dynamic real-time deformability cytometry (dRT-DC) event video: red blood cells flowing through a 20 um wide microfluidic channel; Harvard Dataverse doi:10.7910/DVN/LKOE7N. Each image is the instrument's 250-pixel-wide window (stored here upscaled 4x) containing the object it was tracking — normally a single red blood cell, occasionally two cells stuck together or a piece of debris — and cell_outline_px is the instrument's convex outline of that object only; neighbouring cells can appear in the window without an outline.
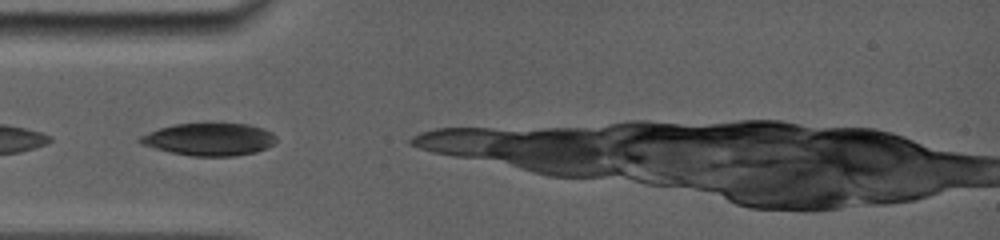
{"species": "common noctule bat (a hibernating species)", "species_latin": "Nyctalus noctula", "temperature_condition": "room temperature", "stored_images_in_passage": 5, "camera_frame_rate_fps": 5000, "um_per_image_px": 0.085, "animal": {"sex": "female", "body_mass_g": 19.0, "forearm_length_mm": 56.7}, "frame": {"image": 1, "passage_image": 1, "time_ms": 0.0, "image_size_px": [1000, 240], "cell_outline_px": [[276, 140], [268, 148], [256, 152], [232, 156], [192, 156], [172, 152], [140, 144], [136, 140], [140, 136], [160, 128], [176, 124], [204, 120], [248, 124], [272, 132], [276, 136]], "centroid_in_image_um": [17.8, 11.79], "position_along_channel_um": 67.2, "area_um2": 26.53}}